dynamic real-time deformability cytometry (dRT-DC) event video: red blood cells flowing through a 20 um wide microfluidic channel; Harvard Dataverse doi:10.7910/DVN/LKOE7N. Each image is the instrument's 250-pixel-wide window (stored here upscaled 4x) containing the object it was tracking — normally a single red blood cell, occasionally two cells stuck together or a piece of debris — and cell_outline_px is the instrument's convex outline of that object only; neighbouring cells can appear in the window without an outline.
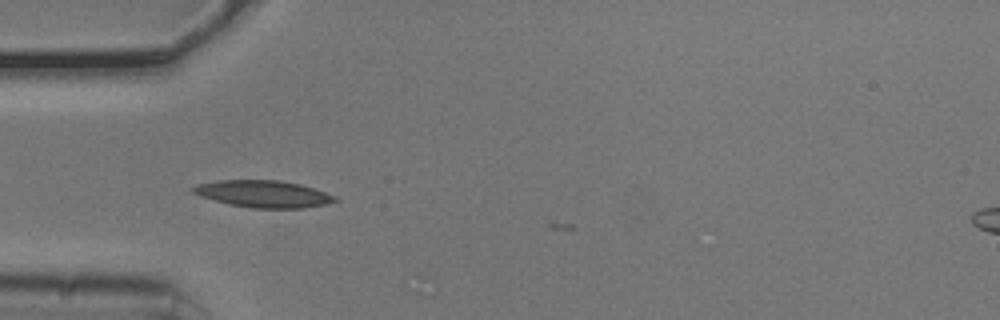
{"species": "common noctule bat (a hibernating species)", "species_latin": "Nyctalus noctula", "temperature_condition": "cold", "stored_images_in_passage": 12, "camera_frame_rate_fps": 3000, "um_per_image_px": 0.085, "animal": {"sex": "male", "body_mass_g": 20.5, "forearm_length_mm": 52.5}, "frame": {"image": 1, "passage_image": 9, "time_ms": 2.667, "image_size_px": [1000, 320], "cell_outline_px": [[340, 200], [324, 204], [304, 208], [252, 208], [232, 204], [200, 196], [192, 192], [192, 188], [200, 184], [220, 180], [280, 180], [300, 184], [336, 196]], "centroid_in_image_um": [22.43, 16.48], "position_along_channel_um": 62.6, "area_um2": 21.96}}